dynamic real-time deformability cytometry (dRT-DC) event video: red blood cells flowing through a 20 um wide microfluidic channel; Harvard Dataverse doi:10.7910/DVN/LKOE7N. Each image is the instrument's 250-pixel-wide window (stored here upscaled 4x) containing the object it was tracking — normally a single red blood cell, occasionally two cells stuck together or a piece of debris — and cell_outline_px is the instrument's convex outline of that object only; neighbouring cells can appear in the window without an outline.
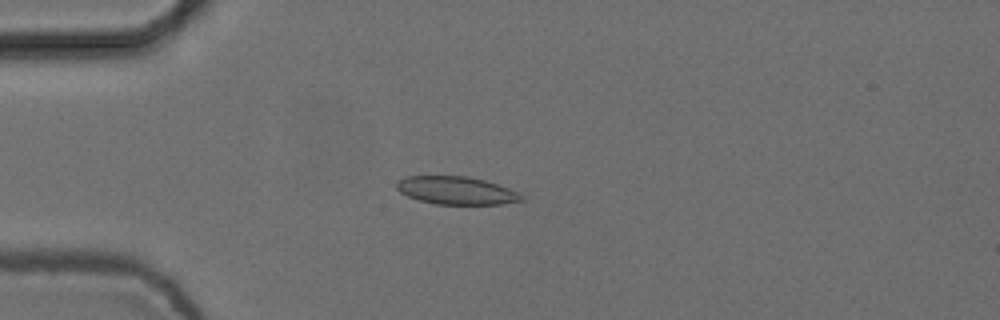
{"species": "common noctule bat (a hibernating species)", "species_latin": "Nyctalus noctula", "temperature_condition": "cold", "stored_images_in_passage": 4, "camera_frame_rate_fps": 3000, "um_per_image_px": 0.085, "animal": {"sex": "female", "body_mass_g": 24.6, "forearm_length_mm": 56.2}, "frame": {"image": 1, "passage_image": 2, "time_ms": 0.333, "image_size_px": [1000, 320], "cell_outline_px": [[524, 200], [500, 204], [436, 204], [420, 200], [408, 196], [400, 192], [396, 188], [396, 180], [408, 176], [468, 176], [484, 180], [508, 188], [524, 196]], "centroid_in_image_um": [38.76, 16.19], "position_along_channel_um": 46.2, "area_um2": 20.17}}
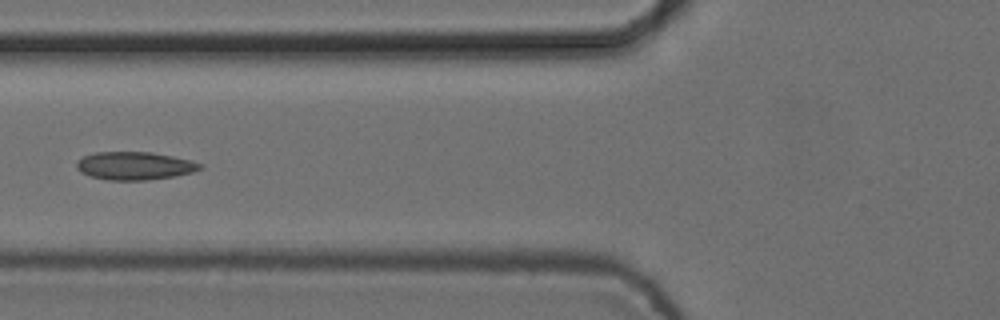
{"frame": {"image": 2, "passage_image": 4, "time_ms": 1.0, "image_size_px": [1000, 320], "cell_outline_px": [[204, 168], [192, 172], [176, 176], [148, 180], [108, 180], [88, 176], [80, 172], [76, 168], [76, 160], [84, 156], [96, 152], [152, 152], [192, 160], [204, 164]], "centroid_in_image_um": [11.45, 14.09], "position_along_channel_um": 114.3, "area_um2": 20.46}}